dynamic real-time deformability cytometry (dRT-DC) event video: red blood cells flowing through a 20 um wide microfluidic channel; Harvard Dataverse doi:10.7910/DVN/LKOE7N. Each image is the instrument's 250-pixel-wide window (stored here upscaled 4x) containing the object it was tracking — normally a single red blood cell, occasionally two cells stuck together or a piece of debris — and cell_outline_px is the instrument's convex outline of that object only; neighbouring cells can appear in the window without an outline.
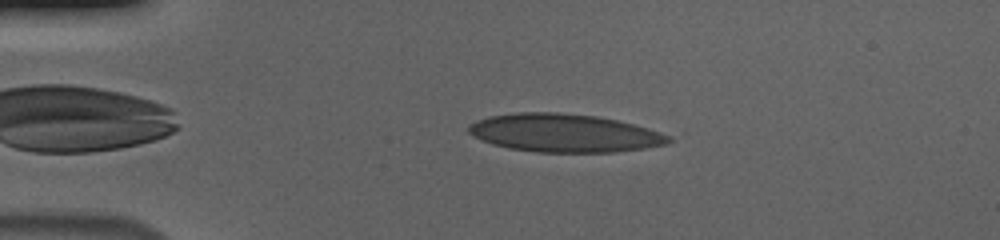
{"species": "human", "species_latin": "Homo sapiens", "temperature_condition": "cold", "stored_images_in_passage": 51, "camera_frame_rate_fps": 3000, "um_per_image_px": 0.085, "donor": {"sex": "male"}, "frame": {"image": 1, "passage_image": 8, "time_ms": 2.333, "image_size_px": [1000, 240], "cell_outline_px": [[672, 140], [668, 144], [644, 148], [612, 152], [536, 152], [508, 148], [492, 144], [472, 136], [468, 132], [468, 124], [476, 120], [488, 116], [516, 112], [556, 112], [596, 116], [616, 120], [648, 128], [660, 132], [668, 136]], "centroid_in_image_um": [47.91, 11.3], "position_along_channel_um": 37.1, "area_um2": 44.51}}
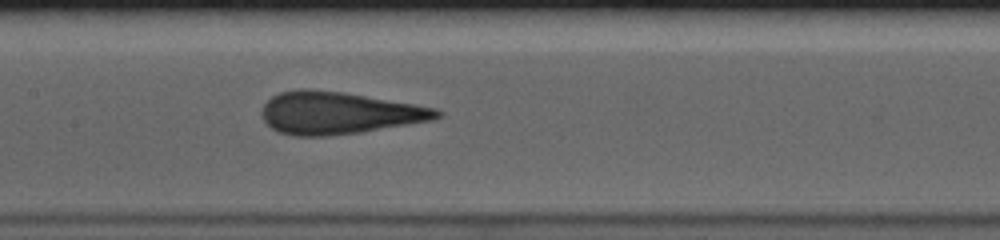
{"frame": {"image": 2, "passage_image": 23, "time_ms": 7.333, "image_size_px": [1000, 240], "cell_outline_px": [[444, 112], [440, 116], [432, 120], [360, 132], [324, 136], [292, 136], [280, 132], [272, 128], [264, 120], [260, 112], [264, 104], [272, 96], [280, 92], [300, 88], [308, 88], [344, 92], [436, 108]], "centroid_in_image_um": [28.75, 9.59], "position_along_channel_um": 178.6, "area_um2": 42.95}}
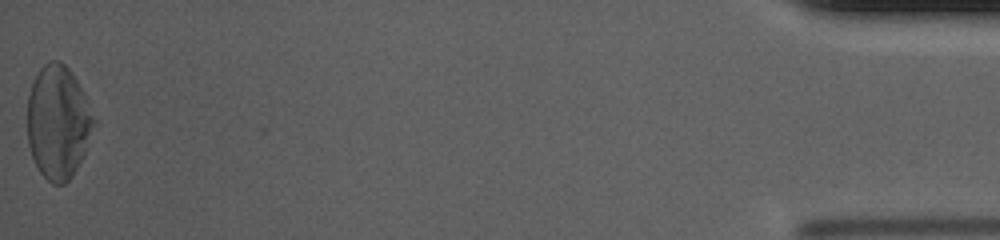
{"frame": {"image": 3, "passage_image": 51, "time_ms": 16.667, "image_size_px": [1000, 240], "cell_outline_px": [[92, 124], [84, 152], [72, 176], [64, 184], [52, 184], [40, 172], [32, 156], [28, 144], [28, 96], [32, 84], [40, 68], [44, 64], [52, 60], [60, 60], [72, 72], [84, 96], [92, 116]], "centroid_in_image_um": [4.88, 10.38], "position_along_channel_um": 430.3, "area_um2": 42.71}, "authors_computed_cell_mechanics": {"area_um2": 42.8876, "velocity_mm_per_s": 3.6882, "shape_relaxation_time_tau1_ms": 6.5663, "shape_relaxation_time_tau2_ms": 0.9924, "deformation_change_tau1": 0.219, "deformation_change_tau2": 0.0876}}